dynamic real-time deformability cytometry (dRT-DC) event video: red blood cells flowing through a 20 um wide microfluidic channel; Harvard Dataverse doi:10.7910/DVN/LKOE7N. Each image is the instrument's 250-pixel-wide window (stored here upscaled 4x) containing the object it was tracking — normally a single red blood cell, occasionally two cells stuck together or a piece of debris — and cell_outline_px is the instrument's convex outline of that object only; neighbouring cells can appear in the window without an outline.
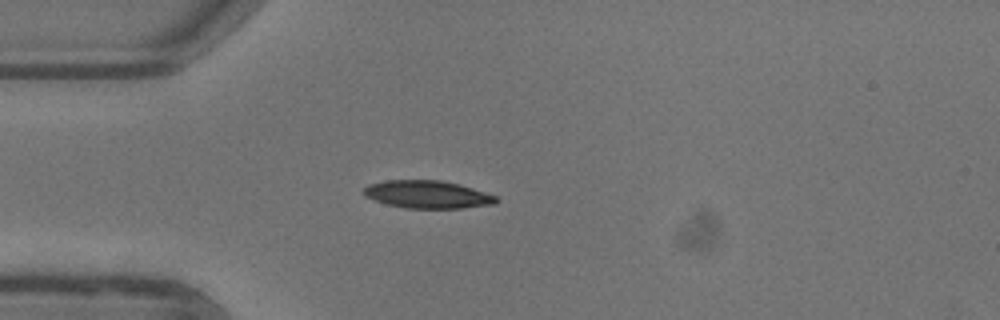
{"species": "common noctule bat (a hibernating species)", "species_latin": "Nyctalus noctula", "temperature_condition": "warm", "stored_images_in_passage": 12, "camera_frame_rate_fps": 3000, "um_per_image_px": 0.085, "animal": {"sex": "female"}, "frame": {"image": 1, "passage_image": 1, "time_ms": 0.0, "image_size_px": [1000, 320], "cell_outline_px": [[500, 200], [496, 204], [460, 208], [404, 208], [388, 204], [364, 196], [364, 188], [368, 184], [384, 180], [444, 180], [460, 184], [496, 196]], "centroid_in_image_um": [36.35, 16.52], "position_along_channel_um": 48.6, "area_um2": 21.44}}
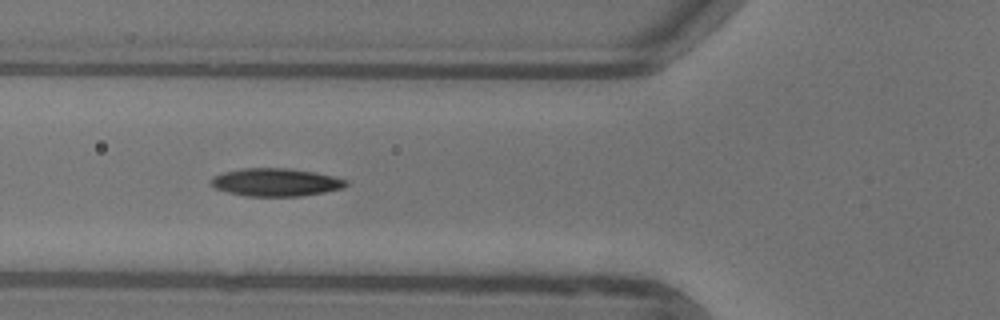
{"frame": {"image": 2, "passage_image": 6, "time_ms": 1.667, "image_size_px": [1000, 320], "cell_outline_px": [[348, 184], [344, 188], [324, 192], [300, 196], [244, 196], [228, 192], [216, 188], [212, 184], [212, 180], [216, 176], [224, 172], [244, 168], [288, 168], [316, 172], [348, 180]], "centroid_in_image_um": [23.5, 15.49], "position_along_channel_um": 102.3, "area_um2": 21.79}}
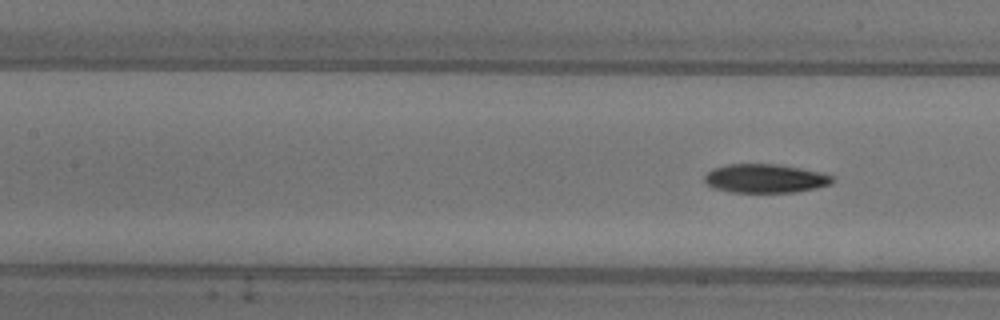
{"frame": {"image": 3, "passage_image": 9, "time_ms": 2.667, "image_size_px": [1000, 320], "cell_outline_px": [[832, 180], [828, 184], [816, 188], [792, 192], [732, 192], [716, 188], [708, 184], [704, 180], [704, 176], [712, 168], [728, 164], [780, 164], [824, 172], [832, 176]], "centroid_in_image_um": [65.04, 15.15], "position_along_channel_um": 142.4, "area_um2": 21.33}}